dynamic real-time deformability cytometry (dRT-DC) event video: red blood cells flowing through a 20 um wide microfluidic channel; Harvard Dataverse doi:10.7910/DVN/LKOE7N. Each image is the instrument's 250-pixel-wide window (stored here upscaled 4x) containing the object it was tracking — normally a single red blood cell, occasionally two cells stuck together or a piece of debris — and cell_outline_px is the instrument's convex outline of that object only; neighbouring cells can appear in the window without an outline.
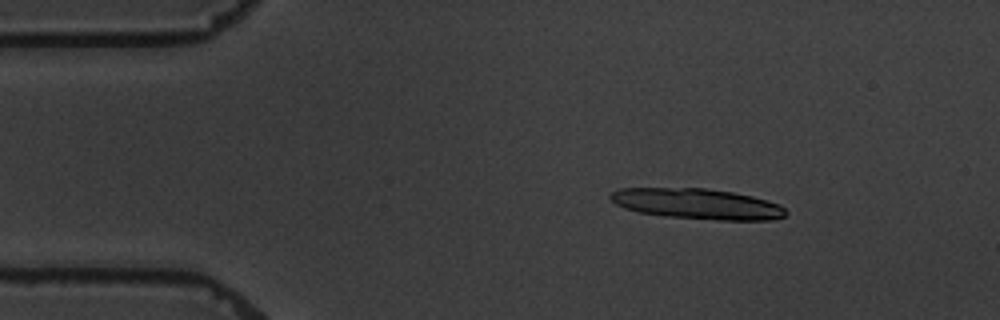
{"species": "common noctule bat (a hibernating species)", "species_latin": "Nyctalus noctula", "temperature_condition": "warm", "stored_images_in_passage": 7, "camera_frame_rate_fps": 3000, "um_per_image_px": 0.085, "animal": {"sex": "male", "body_mass_g": 19.5, "forearm_length_mm": 54.6}, "frame": {"image": 1, "passage_image": 2, "time_ms": 1.333, "image_size_px": [1000, 320], "cell_outline_px": [[788, 212], [784, 216], [772, 220], [720, 220], [664, 216], [640, 212], [624, 208], [616, 204], [608, 196], [612, 192], [620, 188], [704, 188], [732, 192], [752, 196], [780, 204]], "centroid_in_image_um": [59.27, 17.33], "position_along_channel_um": 25.7, "area_um2": 31.15}}
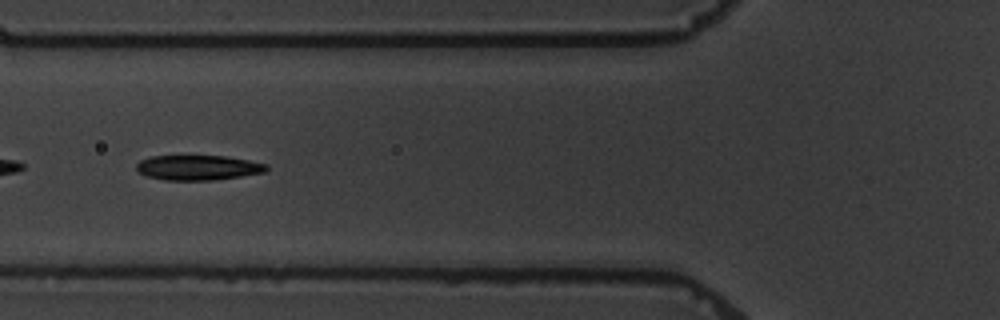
{"frame": {"image": 2, "passage_image": 5, "time_ms": 5.667, "image_size_px": [1000, 320], "cell_outline_px": [[268, 168], [264, 172], [240, 176], [212, 180], [164, 180], [144, 176], [136, 172], [136, 164], [140, 160], [152, 156], [224, 156], [248, 160], [268, 164]], "centroid_in_image_um": [16.77, 14.25], "position_along_channel_um": 109.0, "area_um2": 18.96}}
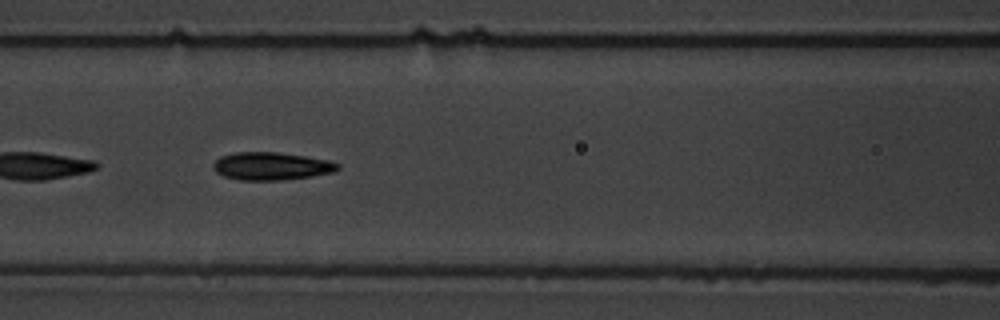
{"frame": {"image": 3, "passage_image": 6, "time_ms": 6.667, "image_size_px": [1000, 320], "cell_outline_px": [[340, 168], [336, 172], [312, 176], [280, 180], [240, 180], [224, 176], [216, 172], [212, 168], [212, 164], [220, 156], [232, 152], [276, 152], [304, 156], [328, 160], [340, 164]], "centroid_in_image_um": [23.05, 14.12], "position_along_channel_um": 143.5, "area_um2": 20.29}}